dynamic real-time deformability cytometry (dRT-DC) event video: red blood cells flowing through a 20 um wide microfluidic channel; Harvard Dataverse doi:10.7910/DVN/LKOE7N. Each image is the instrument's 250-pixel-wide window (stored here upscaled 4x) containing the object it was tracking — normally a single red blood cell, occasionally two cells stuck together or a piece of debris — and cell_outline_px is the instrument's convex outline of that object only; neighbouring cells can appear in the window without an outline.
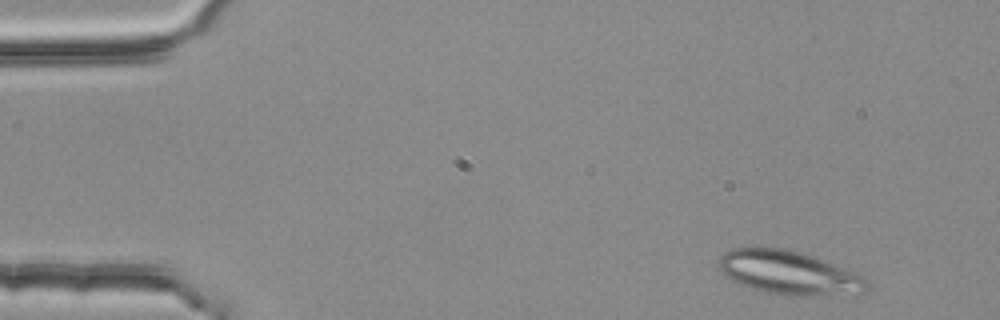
{"species": "common noctule bat (a hibernating species)", "species_latin": "Nyctalus noctula", "temperature_condition": "room temperature", "stored_images_in_passage": 48, "camera_frame_rate_fps": 3000, "um_per_image_px": 0.085, "animal": {"sex": "female", "body_mass_g": 25.1}, "frame": {"image": 1, "passage_image": 3, "time_ms": 0.667, "image_size_px": [1000, 320], "cell_outline_px": [[868, 292], [800, 296], [784, 296], [764, 292], [740, 284], [724, 276], [716, 268], [716, 260], [724, 252], [732, 248], [788, 248], [812, 256], [832, 264], [868, 280]], "centroid_in_image_um": [66.93, 23.18], "position_along_channel_um": 18.1, "area_um2": 37.57}}
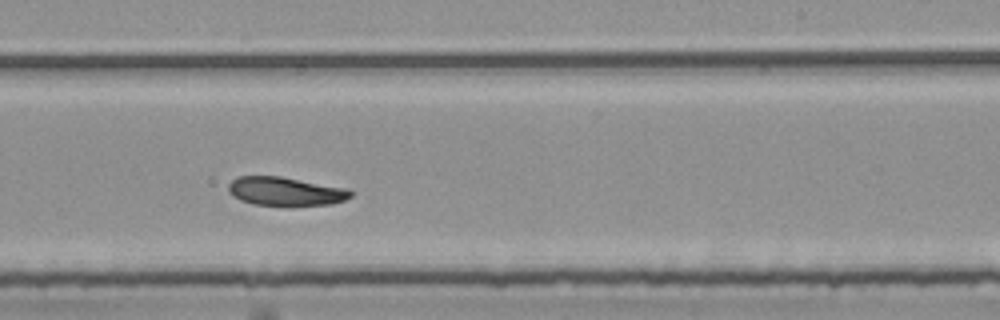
{"frame": {"image": 2, "passage_image": 31, "time_ms": 10.0, "image_size_px": [1000, 320], "cell_outline_px": [[352, 196], [344, 200], [332, 204], [288, 208], [252, 204], [240, 200], [232, 196], [228, 192], [228, 184], [232, 180], [240, 176], [280, 176], [348, 188], [352, 192]], "centroid_in_image_um": [24.27, 16.31], "position_along_channel_um": 264.7, "area_um2": 21.27}}
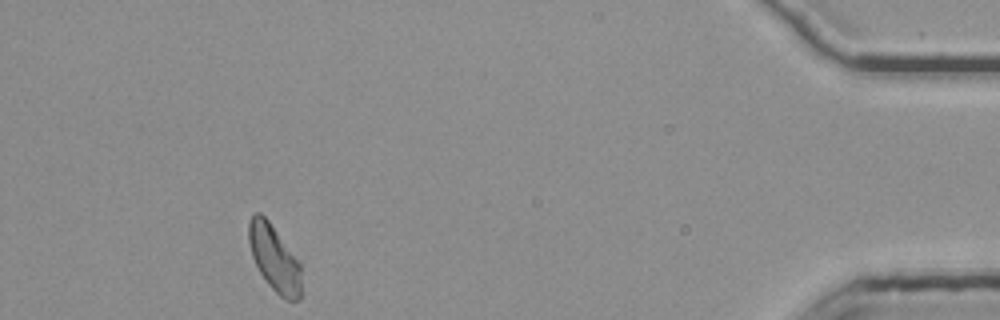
{"frame": {"image": 3, "passage_image": 48, "time_ms": 15.667, "image_size_px": [1000, 320], "cell_outline_px": [[300, 300], [288, 300], [280, 296], [268, 284], [260, 272], [252, 256], [248, 240], [248, 220], [256, 212], [260, 212], [268, 220], [300, 264]], "centroid_in_image_um": [23.28, 21.94], "position_along_channel_um": 411.9, "area_um2": 19.83}}